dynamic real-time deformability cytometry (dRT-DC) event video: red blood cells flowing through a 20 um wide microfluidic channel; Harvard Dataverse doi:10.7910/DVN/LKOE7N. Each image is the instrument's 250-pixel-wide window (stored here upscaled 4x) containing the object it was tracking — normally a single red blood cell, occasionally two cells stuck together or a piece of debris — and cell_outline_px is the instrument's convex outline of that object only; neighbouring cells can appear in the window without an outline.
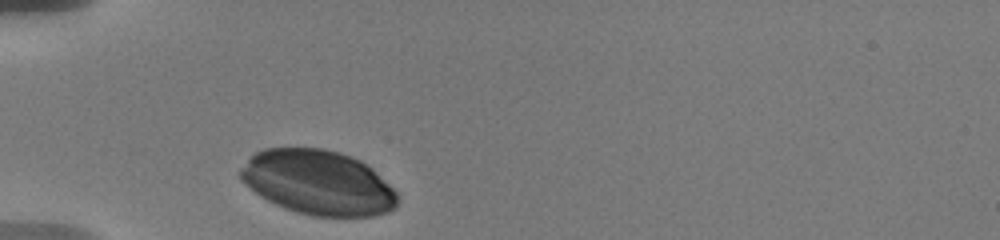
{"species": "human", "species_latin": "Homo sapiens", "temperature_condition": "warm", "stored_images_in_passage": 3, "camera_frame_rate_fps": 3000, "um_per_image_px": 0.085, "donor": {"sex": "male"}, "frame": {"image": 1, "passage_image": 1, "time_ms": 0.0, "image_size_px": [1000, 240], "cell_outline_px": [[400, 196], [396, 204], [388, 212], [372, 216], [312, 216], [296, 212], [284, 208], [260, 196], [240, 180], [240, 168], [248, 156], [264, 148], [324, 148], [360, 160], [372, 168]], "centroid_in_image_um": [27.0, 15.51], "position_along_channel_um": 58.0, "area_um2": 59.13}}
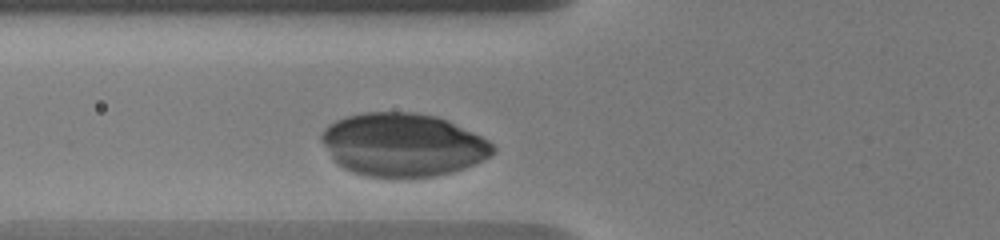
{"frame": {"image": 2, "passage_image": 3, "time_ms": 1.333, "image_size_px": [1000, 240], "cell_outline_px": [[496, 152], [492, 156], [476, 164], [452, 172], [436, 176], [400, 180], [396, 180], [364, 176], [352, 172], [336, 164], [332, 160], [320, 140], [320, 136], [324, 128], [328, 124], [336, 120], [348, 116], [364, 112], [416, 112], [436, 116], [480, 136], [488, 140], [496, 148]], "centroid_in_image_um": [34.21, 12.35], "position_along_channel_um": 91.6, "area_um2": 64.22}}